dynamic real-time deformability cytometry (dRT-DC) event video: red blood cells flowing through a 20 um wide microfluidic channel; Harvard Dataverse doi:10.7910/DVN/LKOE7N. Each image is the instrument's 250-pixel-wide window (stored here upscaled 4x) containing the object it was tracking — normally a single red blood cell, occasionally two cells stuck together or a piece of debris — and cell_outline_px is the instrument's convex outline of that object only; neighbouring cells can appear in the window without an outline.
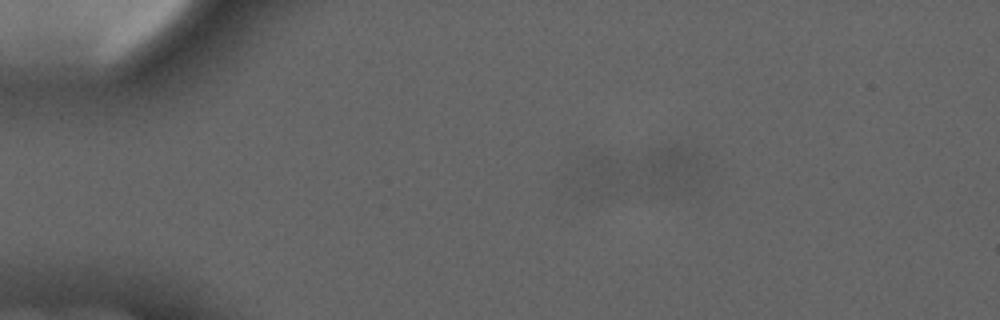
{"species": "common noctule bat (a hibernating species)", "species_latin": "Nyctalus noctula", "temperature_condition": "cold", "stored_images_in_passage": 4, "camera_frame_rate_fps": 3000, "um_per_image_px": 0.085, "animal": {"sex": "male", "forearm_length_mm": 52.5}, "frame": {"image": 1, "passage_image": 4, "time_ms": 4.667, "image_size_px": [1000, 320], "cell_outline_px": [[624, 180], [616, 196], [592, 200], [576, 196], [564, 184], [564, 176], [584, 156], [608, 156], [616, 160], [624, 168]], "centroid_in_image_um": [50.61, 15.11], "position_along_channel_um": 34.4, "area_um2": 14.91}}